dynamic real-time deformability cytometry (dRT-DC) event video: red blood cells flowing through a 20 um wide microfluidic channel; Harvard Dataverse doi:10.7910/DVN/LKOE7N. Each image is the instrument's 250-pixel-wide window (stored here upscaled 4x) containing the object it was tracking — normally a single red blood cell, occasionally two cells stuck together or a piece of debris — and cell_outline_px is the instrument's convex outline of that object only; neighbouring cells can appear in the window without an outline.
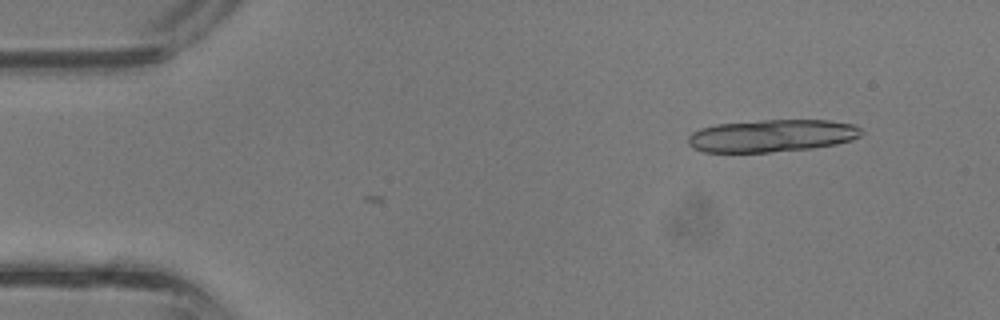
{"species": "common noctule bat (a hibernating species)", "species_latin": "Nyctalus noctula", "temperature_condition": "room temperature", "stored_images_in_passage": 2, "camera_frame_rate_fps": 3000, "um_per_image_px": 0.085, "animal": {"sex": "male", "body_mass_g": 13.3}, "frame": {"image": 1, "passage_image": 1, "time_ms": 0.0, "image_size_px": [1000, 320], "cell_outline_px": [[864, 132], [860, 136], [852, 140], [836, 144], [812, 148], [768, 152], [704, 152], [692, 148], [688, 144], [688, 136], [692, 132], [700, 128], [716, 124], [764, 120], [828, 120], [852, 124], [860, 128]], "centroid_in_image_um": [65.59, 11.54], "position_along_channel_um": 19.4, "area_um2": 32.83}}